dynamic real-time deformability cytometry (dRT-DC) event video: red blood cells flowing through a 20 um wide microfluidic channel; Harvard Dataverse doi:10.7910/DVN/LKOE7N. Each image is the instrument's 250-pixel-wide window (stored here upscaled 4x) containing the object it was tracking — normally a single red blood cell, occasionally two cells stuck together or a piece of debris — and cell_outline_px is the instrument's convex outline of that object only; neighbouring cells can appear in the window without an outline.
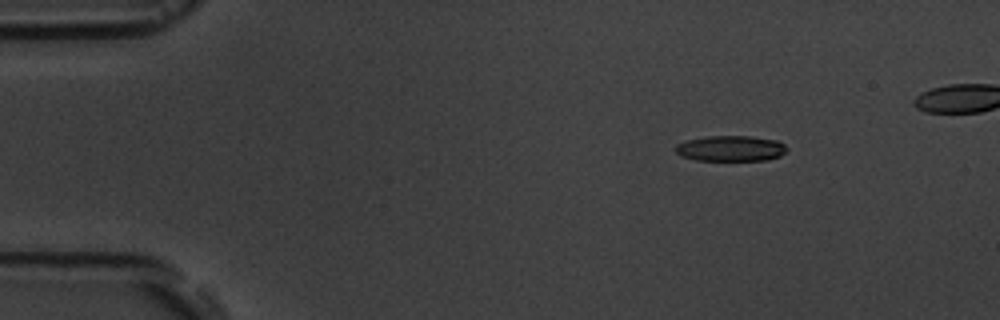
{"species": "common noctule bat (a hibernating species)", "species_latin": "Nyctalus noctula", "temperature_condition": "room temperature", "stored_images_in_passage": 7, "camera_frame_rate_fps": 3000, "um_per_image_px": 0.085, "animal": {"sex": "male", "body_mass_g": 19.5, "forearm_length_mm": 54.6}, "frame": {"image": 1, "passage_image": 1, "time_ms": 0.0, "image_size_px": [1000, 320], "cell_outline_px": [[788, 148], [780, 156], [768, 160], [696, 160], [680, 156], [676, 152], [676, 144], [688, 140], [708, 136], [748, 136], [776, 140], [784, 144]], "centroid_in_image_um": [62.11, 12.62], "position_along_channel_um": 22.9, "area_um2": 16.53}}
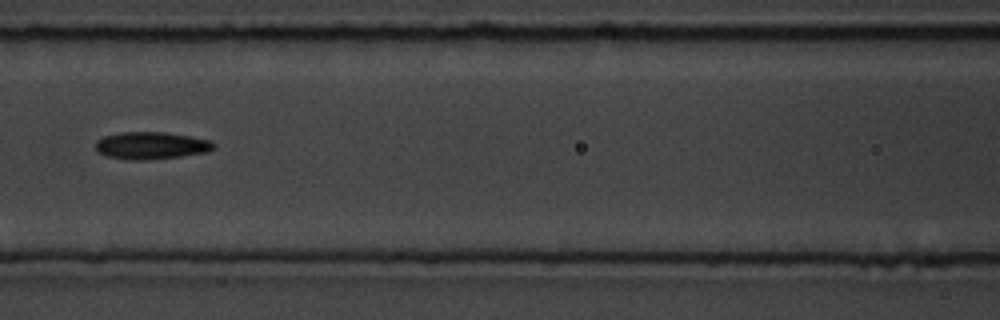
{"frame": {"image": 2, "passage_image": 5, "time_ms": 5.667, "image_size_px": [1000, 320], "cell_outline_px": [[216, 144], [208, 152], [180, 156], [144, 160], [128, 160], [108, 156], [100, 152], [96, 148], [96, 140], [104, 136], [120, 132], [164, 132], [192, 136], [212, 140]], "centroid_in_image_um": [12.88, 12.36], "position_along_channel_um": 153.7, "area_um2": 18.79}}
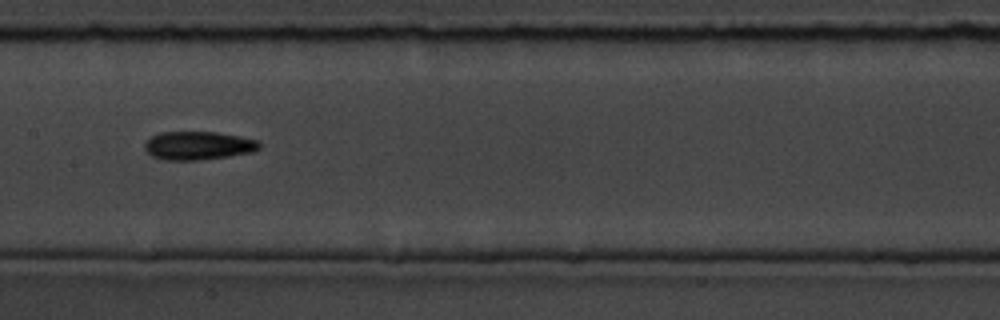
{"frame": {"image": 3, "passage_image": 6, "time_ms": 6.667, "image_size_px": [1000, 320], "cell_outline_px": [[260, 148], [252, 152], [228, 156], [200, 160], [164, 160], [152, 156], [144, 148], [144, 144], [152, 136], [160, 132], [216, 132], [240, 136], [260, 140]], "centroid_in_image_um": [16.87, 12.37], "position_along_channel_um": 190.5, "area_um2": 19.02}}